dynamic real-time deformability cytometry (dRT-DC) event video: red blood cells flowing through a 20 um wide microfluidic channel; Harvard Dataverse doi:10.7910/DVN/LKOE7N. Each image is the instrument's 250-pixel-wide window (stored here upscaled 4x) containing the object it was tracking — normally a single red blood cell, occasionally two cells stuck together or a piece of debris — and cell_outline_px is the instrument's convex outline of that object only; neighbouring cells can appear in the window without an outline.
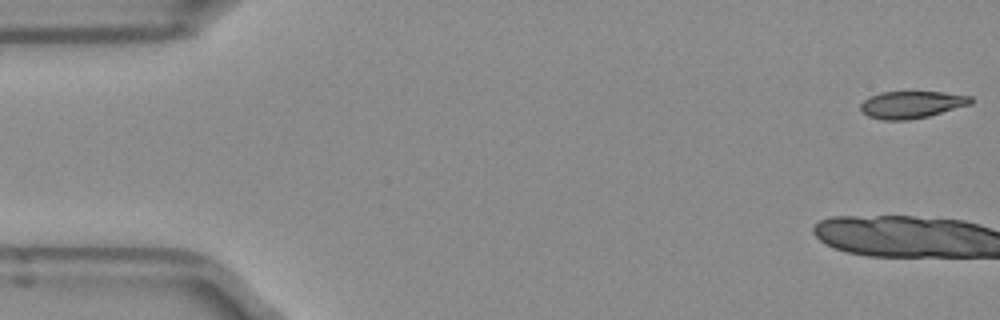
{"species": "Egyptian fruit bat (a non-hibernating species)", "species_latin": "Rousettus aegyptiacus", "temperature_condition": "room temperature", "stored_images_in_passage": 6, "camera_frame_rate_fps": 3000, "um_per_image_px": 0.085, "frame": {"image": 1, "passage_image": 1, "time_ms": 0.0, "image_size_px": [1000, 320], "cell_outline_px": [[972, 104], [928, 116], [908, 120], [884, 120], [868, 116], [860, 112], [860, 104], [864, 100], [880, 92], [944, 92], [972, 96]], "centroid_in_image_um": [77.48, 8.89], "position_along_channel_um": 7.5, "area_um2": 17.46}}